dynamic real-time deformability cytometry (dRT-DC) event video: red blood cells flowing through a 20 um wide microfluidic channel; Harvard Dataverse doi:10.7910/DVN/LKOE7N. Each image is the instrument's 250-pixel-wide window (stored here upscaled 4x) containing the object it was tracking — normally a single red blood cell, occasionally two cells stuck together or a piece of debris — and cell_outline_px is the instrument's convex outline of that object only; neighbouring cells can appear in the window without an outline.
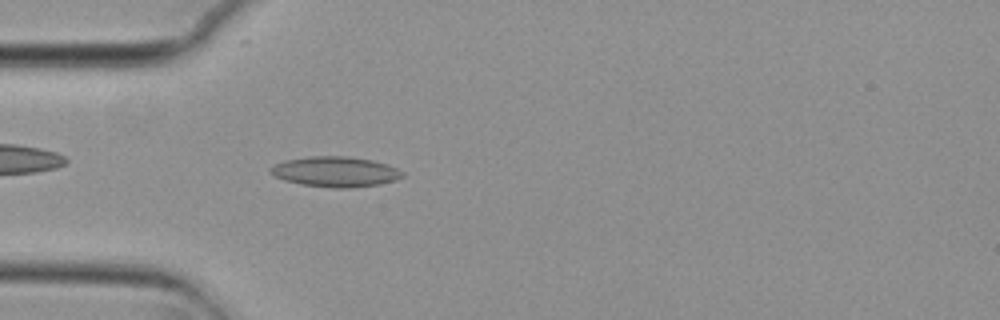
{"species": "common noctule bat (a hibernating species)", "species_latin": "Nyctalus noctula", "temperature_condition": "cold", "stored_images_in_passage": 29, "camera_frame_rate_fps": 3000, "um_per_image_px": 0.085, "animal": {"sex": "female", "body_mass_g": 29.2, "forearm_length_mm": 56.3}, "frame": {"image": 1, "passage_image": 3, "time_ms": 0.667, "image_size_px": [1000, 320], "cell_outline_px": [[404, 176], [396, 180], [380, 184], [352, 188], [332, 188], [300, 184], [284, 180], [268, 172], [268, 168], [284, 160], [312, 156], [348, 156], [372, 160], [388, 164], [404, 172]], "centroid_in_image_um": [28.52, 14.6], "position_along_channel_um": 56.5, "area_um2": 23.47}}
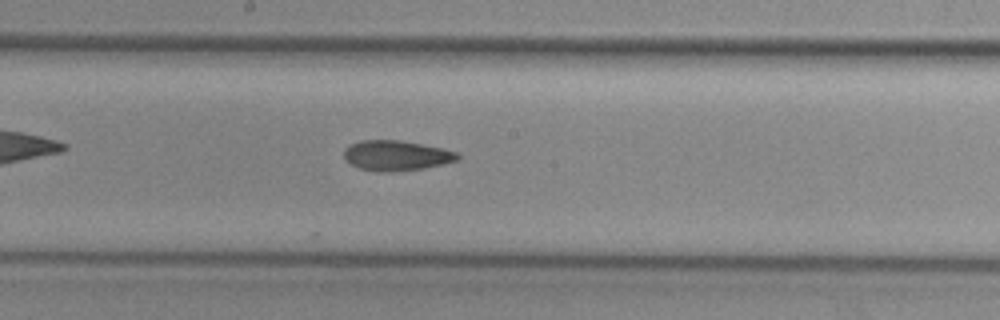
{"frame": {"image": 2, "passage_image": 16, "time_ms": 5.0, "image_size_px": [1000, 320], "cell_outline_px": [[460, 160], [444, 164], [424, 168], [392, 172], [376, 172], [360, 168], [352, 164], [344, 156], [344, 148], [348, 144], [360, 140], [400, 140], [444, 148], [456, 152], [460, 156]], "centroid_in_image_um": [33.7, 13.22], "position_along_channel_um": 214.5, "area_um2": 20.17}}
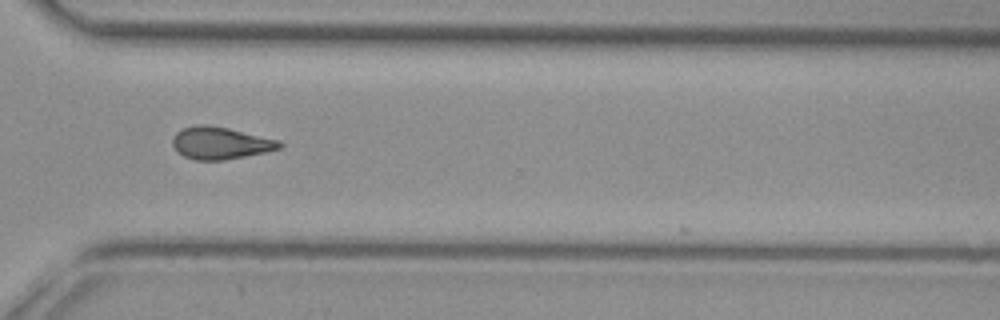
{"frame": {"image": 3, "passage_image": 27, "time_ms": 8.667, "image_size_px": [1000, 320], "cell_outline_px": [[284, 144], [280, 148], [264, 152], [224, 160], [196, 160], [184, 156], [172, 144], [172, 140], [176, 132], [184, 128], [196, 124], [208, 124], [228, 128], [280, 140]], "centroid_in_image_um": [18.74, 12.14], "position_along_channel_um": 351.9, "area_um2": 19.94}}